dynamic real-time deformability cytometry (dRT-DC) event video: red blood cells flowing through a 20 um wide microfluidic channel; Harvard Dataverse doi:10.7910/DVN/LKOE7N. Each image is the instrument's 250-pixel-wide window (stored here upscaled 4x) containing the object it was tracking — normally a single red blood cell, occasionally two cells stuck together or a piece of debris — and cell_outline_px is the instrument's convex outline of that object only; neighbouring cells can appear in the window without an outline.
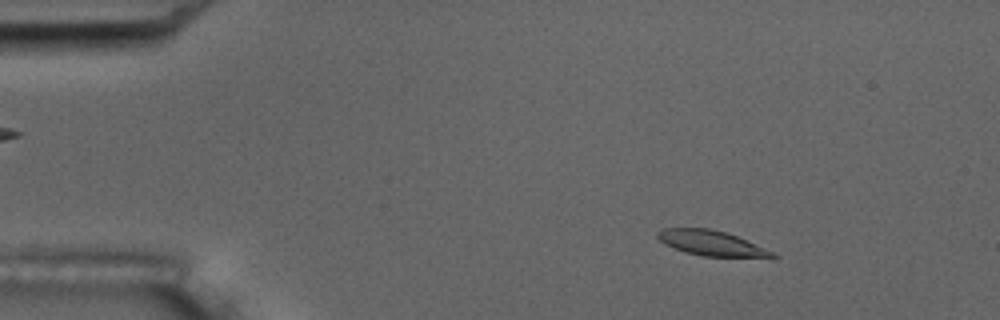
{"species": "common noctule bat (a hibernating species)", "species_latin": "Nyctalus noctula", "temperature_condition": "room temperature", "stored_images_in_passage": 5, "camera_frame_rate_fps": 3000, "um_per_image_px": 0.085, "animal": {"sex": "male", "body_mass_g": 17.5, "forearm_length_mm": 52.3}, "frame": {"image": 1, "passage_image": 1, "time_ms": 0.0, "image_size_px": [1000, 320], "cell_outline_px": [[780, 256], [772, 260], [700, 256], [684, 252], [664, 244], [656, 236], [656, 232], [664, 228], [708, 228], [724, 232], [736, 236], [764, 248]], "centroid_in_image_um": [60.56, 20.73], "position_along_channel_um": 24.4, "area_um2": 17.46}}